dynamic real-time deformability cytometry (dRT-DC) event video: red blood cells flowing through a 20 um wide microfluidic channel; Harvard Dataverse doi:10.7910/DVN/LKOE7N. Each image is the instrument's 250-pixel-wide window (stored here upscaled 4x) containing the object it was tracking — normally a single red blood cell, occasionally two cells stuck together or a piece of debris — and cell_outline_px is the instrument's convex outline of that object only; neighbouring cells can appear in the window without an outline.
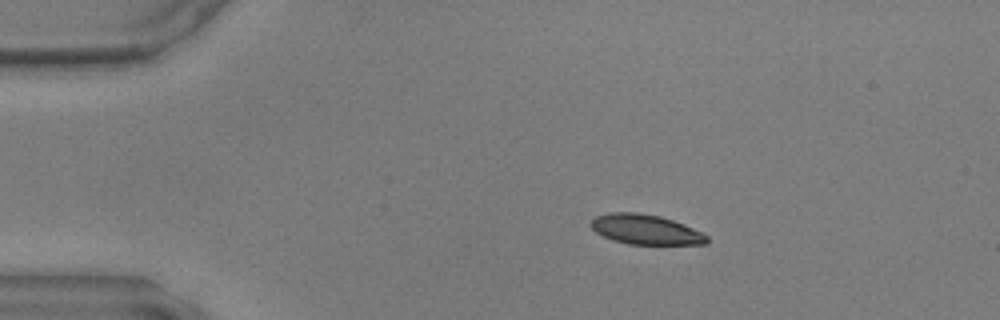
{"species": "common noctule bat (a hibernating species)", "species_latin": "Nyctalus noctula", "temperature_condition": "warm", "stored_images_in_passage": 40, "camera_frame_rate_fps": 3000, "um_per_image_px": 0.085, "animal": {"sex": "male", "body_mass_g": 17.9, "forearm_length_mm": 54.2}, "frame": {"image": 1, "passage_image": 1, "time_ms": 0.0, "image_size_px": [1000, 320], "cell_outline_px": [[708, 244], [628, 244], [612, 240], [596, 232], [588, 224], [596, 216], [612, 212], [636, 212], [660, 216], [684, 224], [708, 236]], "centroid_in_image_um": [54.85, 19.5], "position_along_channel_um": 30.1, "area_um2": 20.11}}
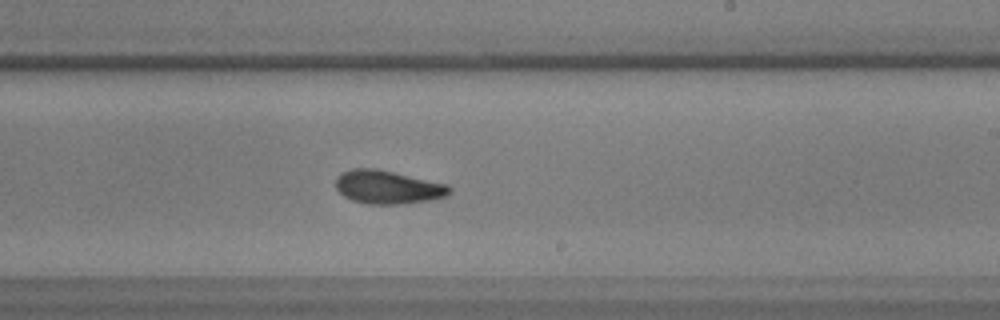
{"frame": {"image": 2, "passage_image": 21, "time_ms": 6.667, "image_size_px": [1000, 320], "cell_outline_px": [[452, 192], [448, 196], [432, 200], [404, 204], [368, 204], [352, 200], [344, 196], [336, 188], [336, 176], [340, 172], [352, 168], [376, 168], [448, 184], [452, 188]], "centroid_in_image_um": [32.98, 15.9], "position_along_channel_um": 256.0, "area_um2": 22.48}}
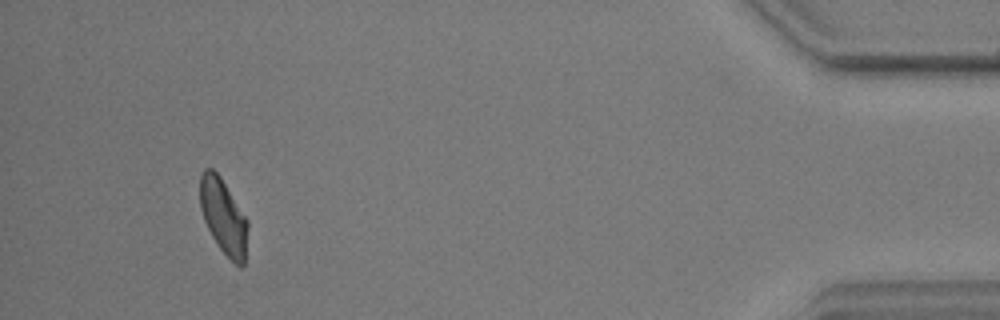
{"frame": {"image": 3, "passage_image": 37, "time_ms": 12.0, "image_size_px": [1000, 320], "cell_outline_px": [[248, 224], [244, 264], [240, 268], [216, 244], [204, 220], [200, 208], [200, 176], [204, 168], [212, 168], [220, 176], [248, 220]], "centroid_in_image_um": [18.98, 18.38], "position_along_channel_um": 416.2, "area_um2": 20.75}}